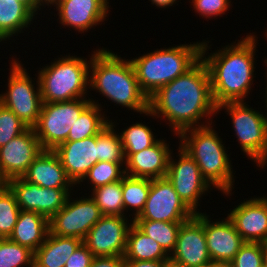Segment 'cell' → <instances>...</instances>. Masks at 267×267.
Wrapping results in <instances>:
<instances>
[{
    "label": "cell",
    "mask_w": 267,
    "mask_h": 267,
    "mask_svg": "<svg viewBox=\"0 0 267 267\" xmlns=\"http://www.w3.org/2000/svg\"><path fill=\"white\" fill-rule=\"evenodd\" d=\"M70 198L69 195L65 206L49 220V232L84 240L88 231L103 215L90 195L75 200Z\"/></svg>",
    "instance_id": "obj_10"
},
{
    "label": "cell",
    "mask_w": 267,
    "mask_h": 267,
    "mask_svg": "<svg viewBox=\"0 0 267 267\" xmlns=\"http://www.w3.org/2000/svg\"><path fill=\"white\" fill-rule=\"evenodd\" d=\"M82 242L80 238L49 232L44 243L34 252L33 267H65L66 261Z\"/></svg>",
    "instance_id": "obj_23"
},
{
    "label": "cell",
    "mask_w": 267,
    "mask_h": 267,
    "mask_svg": "<svg viewBox=\"0 0 267 267\" xmlns=\"http://www.w3.org/2000/svg\"><path fill=\"white\" fill-rule=\"evenodd\" d=\"M35 15L37 13L22 0H0V42L26 30Z\"/></svg>",
    "instance_id": "obj_25"
},
{
    "label": "cell",
    "mask_w": 267,
    "mask_h": 267,
    "mask_svg": "<svg viewBox=\"0 0 267 267\" xmlns=\"http://www.w3.org/2000/svg\"><path fill=\"white\" fill-rule=\"evenodd\" d=\"M49 233V220L41 214L20 210L9 239L35 252Z\"/></svg>",
    "instance_id": "obj_24"
},
{
    "label": "cell",
    "mask_w": 267,
    "mask_h": 267,
    "mask_svg": "<svg viewBox=\"0 0 267 267\" xmlns=\"http://www.w3.org/2000/svg\"><path fill=\"white\" fill-rule=\"evenodd\" d=\"M166 140L159 139L154 145L132 153L125 163V175L135 178L157 179L166 177L171 152Z\"/></svg>",
    "instance_id": "obj_21"
},
{
    "label": "cell",
    "mask_w": 267,
    "mask_h": 267,
    "mask_svg": "<svg viewBox=\"0 0 267 267\" xmlns=\"http://www.w3.org/2000/svg\"><path fill=\"white\" fill-rule=\"evenodd\" d=\"M168 261L125 260V267H163Z\"/></svg>",
    "instance_id": "obj_41"
},
{
    "label": "cell",
    "mask_w": 267,
    "mask_h": 267,
    "mask_svg": "<svg viewBox=\"0 0 267 267\" xmlns=\"http://www.w3.org/2000/svg\"><path fill=\"white\" fill-rule=\"evenodd\" d=\"M23 2H25L35 13L37 12L38 14V10H41V7L37 4V2L35 0H22Z\"/></svg>",
    "instance_id": "obj_43"
},
{
    "label": "cell",
    "mask_w": 267,
    "mask_h": 267,
    "mask_svg": "<svg viewBox=\"0 0 267 267\" xmlns=\"http://www.w3.org/2000/svg\"><path fill=\"white\" fill-rule=\"evenodd\" d=\"M169 261L179 267H206L212 264L202 225V213L198 212L181 224L174 251Z\"/></svg>",
    "instance_id": "obj_14"
},
{
    "label": "cell",
    "mask_w": 267,
    "mask_h": 267,
    "mask_svg": "<svg viewBox=\"0 0 267 267\" xmlns=\"http://www.w3.org/2000/svg\"><path fill=\"white\" fill-rule=\"evenodd\" d=\"M74 185L98 162L97 135L77 141H65L53 150Z\"/></svg>",
    "instance_id": "obj_20"
},
{
    "label": "cell",
    "mask_w": 267,
    "mask_h": 267,
    "mask_svg": "<svg viewBox=\"0 0 267 267\" xmlns=\"http://www.w3.org/2000/svg\"><path fill=\"white\" fill-rule=\"evenodd\" d=\"M263 267H267V244L264 245Z\"/></svg>",
    "instance_id": "obj_46"
},
{
    "label": "cell",
    "mask_w": 267,
    "mask_h": 267,
    "mask_svg": "<svg viewBox=\"0 0 267 267\" xmlns=\"http://www.w3.org/2000/svg\"><path fill=\"white\" fill-rule=\"evenodd\" d=\"M258 37L253 33L210 53L209 40L203 41L201 59L205 62L211 80V90L216 106L227 102H244L250 94L255 72V52ZM208 42V43H206ZM208 54V56L206 55ZM249 93V94H248Z\"/></svg>",
    "instance_id": "obj_2"
},
{
    "label": "cell",
    "mask_w": 267,
    "mask_h": 267,
    "mask_svg": "<svg viewBox=\"0 0 267 267\" xmlns=\"http://www.w3.org/2000/svg\"><path fill=\"white\" fill-rule=\"evenodd\" d=\"M216 114L210 74L202 59L149 97V109L145 113L165 122L168 120L166 124L176 136L185 130L212 124L211 116ZM204 117L206 121L203 122Z\"/></svg>",
    "instance_id": "obj_1"
},
{
    "label": "cell",
    "mask_w": 267,
    "mask_h": 267,
    "mask_svg": "<svg viewBox=\"0 0 267 267\" xmlns=\"http://www.w3.org/2000/svg\"><path fill=\"white\" fill-rule=\"evenodd\" d=\"M203 42L160 48L131 59L141 90L149 98L158 89L186 73L201 59Z\"/></svg>",
    "instance_id": "obj_5"
},
{
    "label": "cell",
    "mask_w": 267,
    "mask_h": 267,
    "mask_svg": "<svg viewBox=\"0 0 267 267\" xmlns=\"http://www.w3.org/2000/svg\"><path fill=\"white\" fill-rule=\"evenodd\" d=\"M264 245L261 242H245L228 267H263Z\"/></svg>",
    "instance_id": "obj_36"
},
{
    "label": "cell",
    "mask_w": 267,
    "mask_h": 267,
    "mask_svg": "<svg viewBox=\"0 0 267 267\" xmlns=\"http://www.w3.org/2000/svg\"><path fill=\"white\" fill-rule=\"evenodd\" d=\"M91 193L102 215L128 217L124 213L122 180L97 187Z\"/></svg>",
    "instance_id": "obj_29"
},
{
    "label": "cell",
    "mask_w": 267,
    "mask_h": 267,
    "mask_svg": "<svg viewBox=\"0 0 267 267\" xmlns=\"http://www.w3.org/2000/svg\"><path fill=\"white\" fill-rule=\"evenodd\" d=\"M27 128L14 112L0 103V147L23 133Z\"/></svg>",
    "instance_id": "obj_37"
},
{
    "label": "cell",
    "mask_w": 267,
    "mask_h": 267,
    "mask_svg": "<svg viewBox=\"0 0 267 267\" xmlns=\"http://www.w3.org/2000/svg\"><path fill=\"white\" fill-rule=\"evenodd\" d=\"M91 55L89 89L116 105L145 114L149 98L139 86L131 61L105 48L94 50Z\"/></svg>",
    "instance_id": "obj_3"
},
{
    "label": "cell",
    "mask_w": 267,
    "mask_h": 267,
    "mask_svg": "<svg viewBox=\"0 0 267 267\" xmlns=\"http://www.w3.org/2000/svg\"><path fill=\"white\" fill-rule=\"evenodd\" d=\"M90 267H125L123 256L94 257Z\"/></svg>",
    "instance_id": "obj_40"
},
{
    "label": "cell",
    "mask_w": 267,
    "mask_h": 267,
    "mask_svg": "<svg viewBox=\"0 0 267 267\" xmlns=\"http://www.w3.org/2000/svg\"><path fill=\"white\" fill-rule=\"evenodd\" d=\"M109 4V0H58L53 7L58 11L59 24L84 33L108 18Z\"/></svg>",
    "instance_id": "obj_18"
},
{
    "label": "cell",
    "mask_w": 267,
    "mask_h": 267,
    "mask_svg": "<svg viewBox=\"0 0 267 267\" xmlns=\"http://www.w3.org/2000/svg\"><path fill=\"white\" fill-rule=\"evenodd\" d=\"M227 217L245 242L267 244V197L244 199Z\"/></svg>",
    "instance_id": "obj_19"
},
{
    "label": "cell",
    "mask_w": 267,
    "mask_h": 267,
    "mask_svg": "<svg viewBox=\"0 0 267 267\" xmlns=\"http://www.w3.org/2000/svg\"><path fill=\"white\" fill-rule=\"evenodd\" d=\"M209 217L207 213H202V225L211 261L216 264L228 265L245 241L228 217L214 222H211Z\"/></svg>",
    "instance_id": "obj_17"
},
{
    "label": "cell",
    "mask_w": 267,
    "mask_h": 267,
    "mask_svg": "<svg viewBox=\"0 0 267 267\" xmlns=\"http://www.w3.org/2000/svg\"><path fill=\"white\" fill-rule=\"evenodd\" d=\"M20 214L16 197L7 187L0 193V234L9 238Z\"/></svg>",
    "instance_id": "obj_35"
},
{
    "label": "cell",
    "mask_w": 267,
    "mask_h": 267,
    "mask_svg": "<svg viewBox=\"0 0 267 267\" xmlns=\"http://www.w3.org/2000/svg\"><path fill=\"white\" fill-rule=\"evenodd\" d=\"M212 125L183 131L178 136L181 138L179 145L193 158L202 177L212 188L216 187L223 195L232 196L235 181L231 160L222 138Z\"/></svg>",
    "instance_id": "obj_4"
},
{
    "label": "cell",
    "mask_w": 267,
    "mask_h": 267,
    "mask_svg": "<svg viewBox=\"0 0 267 267\" xmlns=\"http://www.w3.org/2000/svg\"><path fill=\"white\" fill-rule=\"evenodd\" d=\"M90 104V98L55 103L43 102L38 122L34 127L42 149L54 150L65 142L70 128Z\"/></svg>",
    "instance_id": "obj_9"
},
{
    "label": "cell",
    "mask_w": 267,
    "mask_h": 267,
    "mask_svg": "<svg viewBox=\"0 0 267 267\" xmlns=\"http://www.w3.org/2000/svg\"><path fill=\"white\" fill-rule=\"evenodd\" d=\"M119 137L123 145L126 159L132 153L142 151L158 141L154 136L152 129L142 122L130 125L119 133Z\"/></svg>",
    "instance_id": "obj_31"
},
{
    "label": "cell",
    "mask_w": 267,
    "mask_h": 267,
    "mask_svg": "<svg viewBox=\"0 0 267 267\" xmlns=\"http://www.w3.org/2000/svg\"><path fill=\"white\" fill-rule=\"evenodd\" d=\"M206 267H228L227 265H223V264H216V263H212Z\"/></svg>",
    "instance_id": "obj_47"
},
{
    "label": "cell",
    "mask_w": 267,
    "mask_h": 267,
    "mask_svg": "<svg viewBox=\"0 0 267 267\" xmlns=\"http://www.w3.org/2000/svg\"><path fill=\"white\" fill-rule=\"evenodd\" d=\"M195 213L182 201L167 177L151 180V187L140 215L133 220L185 222Z\"/></svg>",
    "instance_id": "obj_12"
},
{
    "label": "cell",
    "mask_w": 267,
    "mask_h": 267,
    "mask_svg": "<svg viewBox=\"0 0 267 267\" xmlns=\"http://www.w3.org/2000/svg\"><path fill=\"white\" fill-rule=\"evenodd\" d=\"M3 239H4V237L0 234V241L3 240Z\"/></svg>",
    "instance_id": "obj_51"
},
{
    "label": "cell",
    "mask_w": 267,
    "mask_h": 267,
    "mask_svg": "<svg viewBox=\"0 0 267 267\" xmlns=\"http://www.w3.org/2000/svg\"><path fill=\"white\" fill-rule=\"evenodd\" d=\"M266 74H267V69H266V73H265V75H266ZM266 78H267V75H266ZM266 85H267V80H266ZM265 89H266V91H265V92H266V95H265V97H266V101H265V103H266V110H267V86H266ZM265 114H266L265 116H266V119H267V113L265 112Z\"/></svg>",
    "instance_id": "obj_49"
},
{
    "label": "cell",
    "mask_w": 267,
    "mask_h": 267,
    "mask_svg": "<svg viewBox=\"0 0 267 267\" xmlns=\"http://www.w3.org/2000/svg\"><path fill=\"white\" fill-rule=\"evenodd\" d=\"M93 258V254L82 242L66 261L65 267H90Z\"/></svg>",
    "instance_id": "obj_39"
},
{
    "label": "cell",
    "mask_w": 267,
    "mask_h": 267,
    "mask_svg": "<svg viewBox=\"0 0 267 267\" xmlns=\"http://www.w3.org/2000/svg\"><path fill=\"white\" fill-rule=\"evenodd\" d=\"M123 257L124 260L169 261V255L162 247L134 224L129 228Z\"/></svg>",
    "instance_id": "obj_26"
},
{
    "label": "cell",
    "mask_w": 267,
    "mask_h": 267,
    "mask_svg": "<svg viewBox=\"0 0 267 267\" xmlns=\"http://www.w3.org/2000/svg\"><path fill=\"white\" fill-rule=\"evenodd\" d=\"M90 101L91 104L80 114L75 124L70 128L66 141H77L97 135L110 123V120L102 111L101 104L92 98Z\"/></svg>",
    "instance_id": "obj_27"
},
{
    "label": "cell",
    "mask_w": 267,
    "mask_h": 267,
    "mask_svg": "<svg viewBox=\"0 0 267 267\" xmlns=\"http://www.w3.org/2000/svg\"><path fill=\"white\" fill-rule=\"evenodd\" d=\"M182 223L133 220V224L145 235L156 241L169 256L175 249L177 235Z\"/></svg>",
    "instance_id": "obj_28"
},
{
    "label": "cell",
    "mask_w": 267,
    "mask_h": 267,
    "mask_svg": "<svg viewBox=\"0 0 267 267\" xmlns=\"http://www.w3.org/2000/svg\"><path fill=\"white\" fill-rule=\"evenodd\" d=\"M8 89L0 94V103L14 112L17 117L28 127L34 128L38 122L42 99L39 79L33 83L32 77L23 68L21 61L12 58ZM18 61V62H17ZM36 84V89L35 85Z\"/></svg>",
    "instance_id": "obj_8"
},
{
    "label": "cell",
    "mask_w": 267,
    "mask_h": 267,
    "mask_svg": "<svg viewBox=\"0 0 267 267\" xmlns=\"http://www.w3.org/2000/svg\"><path fill=\"white\" fill-rule=\"evenodd\" d=\"M115 124L110 123L97 134L98 161L126 162L123 145Z\"/></svg>",
    "instance_id": "obj_32"
},
{
    "label": "cell",
    "mask_w": 267,
    "mask_h": 267,
    "mask_svg": "<svg viewBox=\"0 0 267 267\" xmlns=\"http://www.w3.org/2000/svg\"><path fill=\"white\" fill-rule=\"evenodd\" d=\"M20 210L32 211L50 220L60 211L73 189L44 188L25 181L22 177L8 180Z\"/></svg>",
    "instance_id": "obj_13"
},
{
    "label": "cell",
    "mask_w": 267,
    "mask_h": 267,
    "mask_svg": "<svg viewBox=\"0 0 267 267\" xmlns=\"http://www.w3.org/2000/svg\"><path fill=\"white\" fill-rule=\"evenodd\" d=\"M34 252L9 238L0 241V267H33Z\"/></svg>",
    "instance_id": "obj_34"
},
{
    "label": "cell",
    "mask_w": 267,
    "mask_h": 267,
    "mask_svg": "<svg viewBox=\"0 0 267 267\" xmlns=\"http://www.w3.org/2000/svg\"><path fill=\"white\" fill-rule=\"evenodd\" d=\"M178 158L174 161L172 152L168 161L166 177L182 201L194 212L198 213V205L203 194L212 190L209 183L202 177L200 168L193 158L180 145ZM173 157V158H172Z\"/></svg>",
    "instance_id": "obj_11"
},
{
    "label": "cell",
    "mask_w": 267,
    "mask_h": 267,
    "mask_svg": "<svg viewBox=\"0 0 267 267\" xmlns=\"http://www.w3.org/2000/svg\"><path fill=\"white\" fill-rule=\"evenodd\" d=\"M8 187V179L0 170V193Z\"/></svg>",
    "instance_id": "obj_44"
},
{
    "label": "cell",
    "mask_w": 267,
    "mask_h": 267,
    "mask_svg": "<svg viewBox=\"0 0 267 267\" xmlns=\"http://www.w3.org/2000/svg\"><path fill=\"white\" fill-rule=\"evenodd\" d=\"M125 163L126 162L98 161L88 171L81 182L88 179L87 181H90L91 190H93L97 187L122 180L125 176Z\"/></svg>",
    "instance_id": "obj_33"
},
{
    "label": "cell",
    "mask_w": 267,
    "mask_h": 267,
    "mask_svg": "<svg viewBox=\"0 0 267 267\" xmlns=\"http://www.w3.org/2000/svg\"><path fill=\"white\" fill-rule=\"evenodd\" d=\"M37 4L41 7L47 4L48 8L49 6H53L58 0H35Z\"/></svg>",
    "instance_id": "obj_45"
},
{
    "label": "cell",
    "mask_w": 267,
    "mask_h": 267,
    "mask_svg": "<svg viewBox=\"0 0 267 267\" xmlns=\"http://www.w3.org/2000/svg\"><path fill=\"white\" fill-rule=\"evenodd\" d=\"M246 103H223L217 106V112L223 109L228 112L243 153L263 169L267 163V119L264 112L256 111Z\"/></svg>",
    "instance_id": "obj_7"
},
{
    "label": "cell",
    "mask_w": 267,
    "mask_h": 267,
    "mask_svg": "<svg viewBox=\"0 0 267 267\" xmlns=\"http://www.w3.org/2000/svg\"><path fill=\"white\" fill-rule=\"evenodd\" d=\"M190 3L193 5L192 8L197 12L199 17L201 15L202 18L205 17L209 20L213 16L215 18L217 16L221 17L232 6L231 0H192Z\"/></svg>",
    "instance_id": "obj_38"
},
{
    "label": "cell",
    "mask_w": 267,
    "mask_h": 267,
    "mask_svg": "<svg viewBox=\"0 0 267 267\" xmlns=\"http://www.w3.org/2000/svg\"><path fill=\"white\" fill-rule=\"evenodd\" d=\"M127 217L103 215L88 231L83 243L94 257L123 256L127 234L133 220Z\"/></svg>",
    "instance_id": "obj_15"
},
{
    "label": "cell",
    "mask_w": 267,
    "mask_h": 267,
    "mask_svg": "<svg viewBox=\"0 0 267 267\" xmlns=\"http://www.w3.org/2000/svg\"><path fill=\"white\" fill-rule=\"evenodd\" d=\"M151 1V4L156 5L158 8H167L175 4L176 2H179L177 0H149Z\"/></svg>",
    "instance_id": "obj_42"
},
{
    "label": "cell",
    "mask_w": 267,
    "mask_h": 267,
    "mask_svg": "<svg viewBox=\"0 0 267 267\" xmlns=\"http://www.w3.org/2000/svg\"><path fill=\"white\" fill-rule=\"evenodd\" d=\"M265 34H266L265 36H266V38H267V32H265ZM263 62H264L265 65H267V58H266ZM266 67H267V66H266Z\"/></svg>",
    "instance_id": "obj_50"
},
{
    "label": "cell",
    "mask_w": 267,
    "mask_h": 267,
    "mask_svg": "<svg viewBox=\"0 0 267 267\" xmlns=\"http://www.w3.org/2000/svg\"><path fill=\"white\" fill-rule=\"evenodd\" d=\"M163 267H179V266L172 263L171 261H168Z\"/></svg>",
    "instance_id": "obj_48"
},
{
    "label": "cell",
    "mask_w": 267,
    "mask_h": 267,
    "mask_svg": "<svg viewBox=\"0 0 267 267\" xmlns=\"http://www.w3.org/2000/svg\"><path fill=\"white\" fill-rule=\"evenodd\" d=\"M42 150L34 128H27L0 147L1 172L8 180L22 177Z\"/></svg>",
    "instance_id": "obj_16"
},
{
    "label": "cell",
    "mask_w": 267,
    "mask_h": 267,
    "mask_svg": "<svg viewBox=\"0 0 267 267\" xmlns=\"http://www.w3.org/2000/svg\"><path fill=\"white\" fill-rule=\"evenodd\" d=\"M22 178L44 188L72 189L75 186L53 150H42Z\"/></svg>",
    "instance_id": "obj_22"
},
{
    "label": "cell",
    "mask_w": 267,
    "mask_h": 267,
    "mask_svg": "<svg viewBox=\"0 0 267 267\" xmlns=\"http://www.w3.org/2000/svg\"><path fill=\"white\" fill-rule=\"evenodd\" d=\"M91 58L62 56L40 68L38 79L42 102L55 103L86 98Z\"/></svg>",
    "instance_id": "obj_6"
},
{
    "label": "cell",
    "mask_w": 267,
    "mask_h": 267,
    "mask_svg": "<svg viewBox=\"0 0 267 267\" xmlns=\"http://www.w3.org/2000/svg\"><path fill=\"white\" fill-rule=\"evenodd\" d=\"M150 187L151 179L148 178H135L128 175L122 178L124 212L128 209L134 210L132 220L143 211Z\"/></svg>",
    "instance_id": "obj_30"
}]
</instances>
